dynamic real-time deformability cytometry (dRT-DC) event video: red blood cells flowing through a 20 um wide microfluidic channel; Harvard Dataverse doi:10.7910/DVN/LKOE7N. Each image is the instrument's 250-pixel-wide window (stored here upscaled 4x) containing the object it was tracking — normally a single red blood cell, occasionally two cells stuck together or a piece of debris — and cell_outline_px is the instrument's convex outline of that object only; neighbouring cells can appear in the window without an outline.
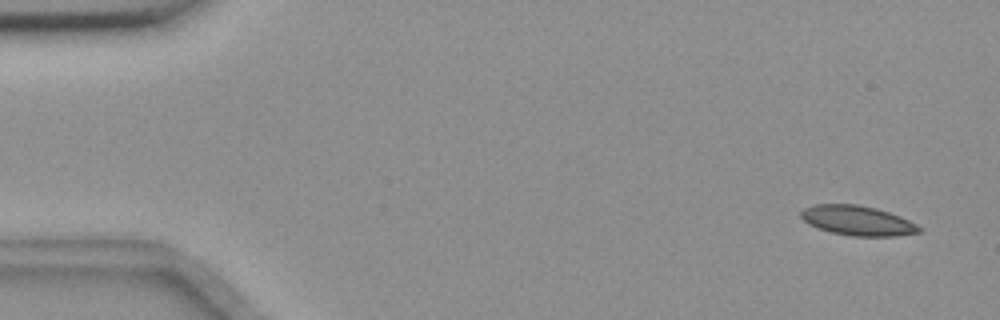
{"species": "common noctule bat (a hibernating species)", "species_latin": "Nyctalus noctula", "temperature_condition": "room temperature", "stored_images_in_passage": 56, "camera_frame_rate_fps": 3000, "um_per_image_px": 0.085, "animal": {"sex": "female", "body_mass_g": 18.4}, "frame": {"image": 1, "passage_image": 3, "time_ms": 0.667, "image_size_px": [1000, 320], "cell_outline_px": [[920, 232], [896, 236], [852, 236], [832, 232], [808, 224], [800, 216], [800, 212], [804, 208], [816, 204], [856, 204], [876, 208], [900, 216], [916, 224], [920, 228]], "centroid_in_image_um": [72.88, 18.74], "position_along_channel_um": 12.1, "area_um2": 20.29}}
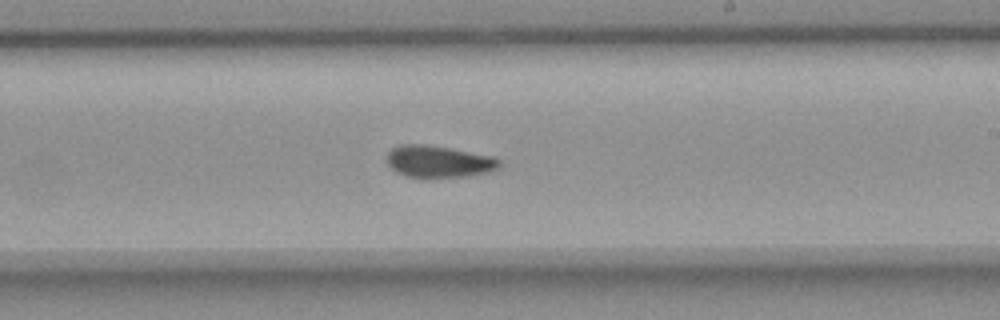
{"frame": {"image": 2, "passage_image": 33, "time_ms": 10.667, "image_size_px": [1000, 320], "cell_outline_px": [[500, 168], [488, 172], [468, 176], [424, 180], [404, 176], [396, 172], [388, 164], [388, 152], [392, 148], [400, 144], [424, 144], [448, 148], [492, 156], [500, 160]], "centroid_in_image_um": [37.26, 13.77], "position_along_channel_um": 251.7, "area_um2": 21.44}}
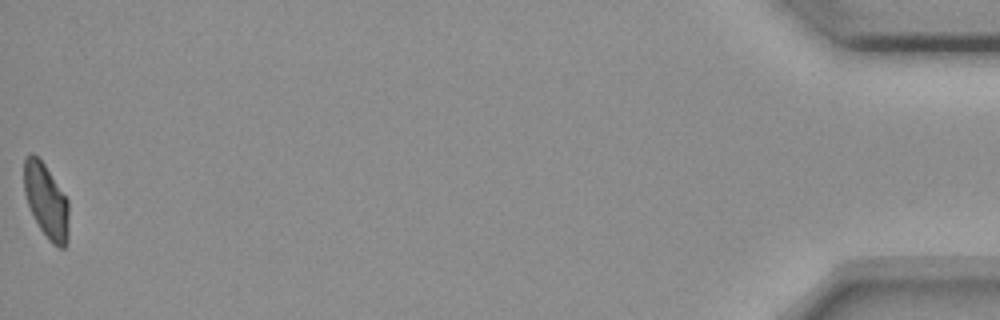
{"frame": {"image": 3, "passage_image": 56, "time_ms": 18.333, "image_size_px": [1000, 320], "cell_outline_px": [[68, 240], [64, 248], [60, 248], [52, 244], [40, 228], [28, 204], [24, 192], [24, 160], [28, 152], [32, 152], [44, 164], [68, 200]], "centroid_in_image_um": [3.93, 17.08], "position_along_channel_um": 431.3, "area_um2": 19.19}, "authors_computed_cell_mechanics": {"area_um2": 20.6346, "velocity_mm_per_s": 3.6271, "shape_relaxation_time_tau1_ms": null, "shape_relaxation_time_tau2_ms": 5.1049, "deformation_change_tau1": null, "deformation_change_tau2": 0.0747}}